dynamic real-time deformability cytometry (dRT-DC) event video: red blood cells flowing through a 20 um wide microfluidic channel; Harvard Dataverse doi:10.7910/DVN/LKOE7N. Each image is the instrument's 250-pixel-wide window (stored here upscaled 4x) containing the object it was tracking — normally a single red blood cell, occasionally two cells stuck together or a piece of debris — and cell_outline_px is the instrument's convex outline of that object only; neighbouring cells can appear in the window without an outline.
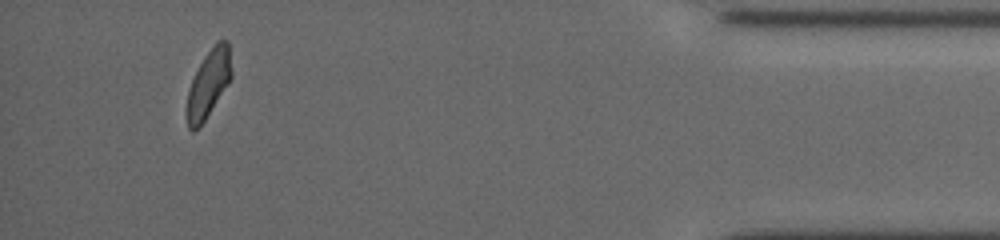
{"species": "common noctule bat (a hibernating species)", "species_latin": "Nyctalus noctula", "temperature_condition": "cold", "stored_images_in_passage": 15, "camera_frame_rate_fps": 3000, "um_per_image_px": 0.085, "animal": {"sex": "female", "body_mass_g": 19.5, "forearm_length_mm": 54.1}, "frame": {"image": 1, "passage_image": 15, "time_ms": 16.667, "image_size_px": [1000, 240], "cell_outline_px": [[232, 76], [228, 84], [200, 128], [192, 132], [188, 128], [188, 92], [192, 80], [204, 56], [216, 40], [228, 40], [232, 68]], "centroid_in_image_um": [17.76, 7.09], "position_along_channel_um": 417.4, "area_um2": 17.46}}